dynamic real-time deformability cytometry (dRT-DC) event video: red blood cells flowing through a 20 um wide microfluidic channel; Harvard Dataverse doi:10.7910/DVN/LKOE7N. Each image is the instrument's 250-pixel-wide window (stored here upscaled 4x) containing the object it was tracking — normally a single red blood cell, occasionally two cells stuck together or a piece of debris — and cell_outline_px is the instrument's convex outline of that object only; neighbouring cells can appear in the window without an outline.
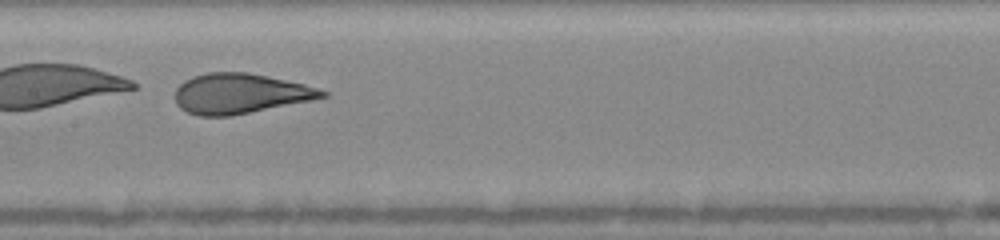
{"species": "human", "species_latin": "Homo sapiens", "temperature_condition": "warm", "stored_images_in_passage": 32, "camera_frame_rate_fps": 3000, "um_per_image_px": 0.085, "donor": {"sex": "female"}, "frame": {"image": 1, "passage_image": 14, "time_ms": 4.333, "image_size_px": [1000, 240], "cell_outline_px": [[328, 96], [312, 100], [228, 116], [200, 116], [188, 112], [180, 108], [176, 104], [176, 88], [184, 80], [192, 76], [208, 72], [248, 72], [304, 84], [328, 92]], "centroid_in_image_um": [20.38, 7.94], "position_along_channel_um": 187.0, "area_um2": 34.1}}
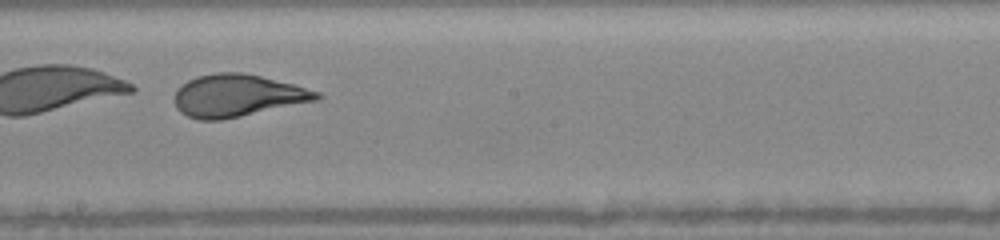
{"frame": {"image": 2, "passage_image": 17, "time_ms": 5.333, "image_size_px": [1000, 240], "cell_outline_px": [[324, 96], [320, 100], [220, 120], [200, 120], [188, 116], [180, 112], [176, 108], [176, 88], [188, 80], [196, 76], [216, 72], [244, 72], [292, 84], [320, 92]], "centroid_in_image_um": [20.19, 8.12], "position_along_channel_um": 228.0, "area_um2": 35.03}, "authors_computed_cell_mechanics": {"area_um2": 34.8534, "velocity_mm_per_s": 4.1184, "shape_relaxation_time_tau1_ms": 5.1139, "shape_relaxation_time_tau2_ms": null, "deformation_change_tau1": 0.2253, "deformation_change_tau2": null}}